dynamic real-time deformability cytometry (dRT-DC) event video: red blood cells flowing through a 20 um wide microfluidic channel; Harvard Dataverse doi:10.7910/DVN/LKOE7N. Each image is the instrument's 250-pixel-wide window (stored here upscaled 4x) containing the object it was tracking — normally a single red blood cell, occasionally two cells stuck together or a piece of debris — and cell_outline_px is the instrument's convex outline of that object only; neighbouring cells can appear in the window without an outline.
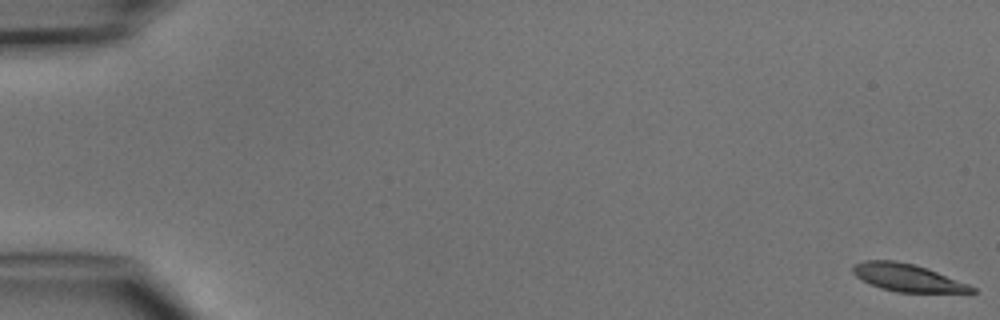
{"species": "common noctule bat (a hibernating species)", "species_latin": "Nyctalus noctula", "temperature_condition": "cold", "stored_images_in_passage": 2, "segment_of_instrument_passage": [2, 2], "camera_frame_rate_fps": 3000, "um_per_image_px": 0.085, "animal": {"sex": "male", "body_mass_g": 15.6}, "frame": {"image": 1, "passage_image": 2, "time_ms": 1.0, "image_size_px": [1000, 320], "cell_outline_px": [[976, 292], [896, 292], [880, 288], [856, 276], [852, 272], [852, 264], [864, 260], [896, 260], [916, 264], [928, 268], [968, 284], [976, 288]], "centroid_in_image_um": [77.11, 23.58], "position_along_channel_um": 7.9, "area_um2": 19.07}}